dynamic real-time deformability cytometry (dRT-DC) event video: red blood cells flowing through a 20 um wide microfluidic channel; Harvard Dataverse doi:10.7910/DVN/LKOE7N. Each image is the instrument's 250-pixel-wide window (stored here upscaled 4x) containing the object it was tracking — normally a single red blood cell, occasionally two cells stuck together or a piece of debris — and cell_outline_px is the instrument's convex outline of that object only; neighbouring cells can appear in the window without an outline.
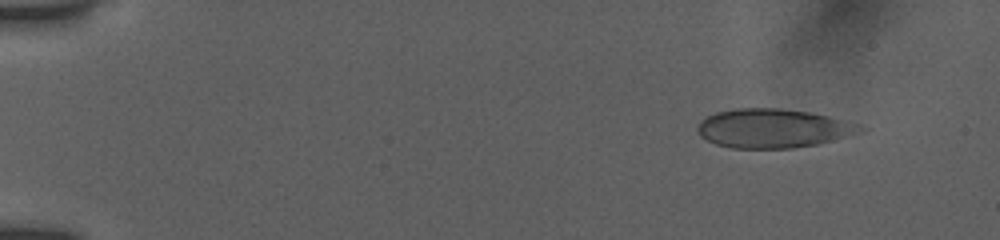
{"species": "human", "species_latin": "Homo sapiens", "temperature_condition": "room temperature", "stored_images_in_passage": 16, "camera_frame_rate_fps": 3000, "um_per_image_px": 0.085, "donor": {"sex": "female"}, "frame": {"image": 1, "passage_image": 4, "time_ms": 2.0, "image_size_px": [1000, 240], "cell_outline_px": [[868, 128], [864, 132], [816, 144], [792, 148], [732, 148], [716, 144], [700, 136], [696, 128], [700, 120], [716, 112], [736, 108], [780, 108], [808, 112], [828, 116], [844, 120]], "centroid_in_image_um": [65.7, 10.91], "position_along_channel_um": 19.3, "area_um2": 36.88}}
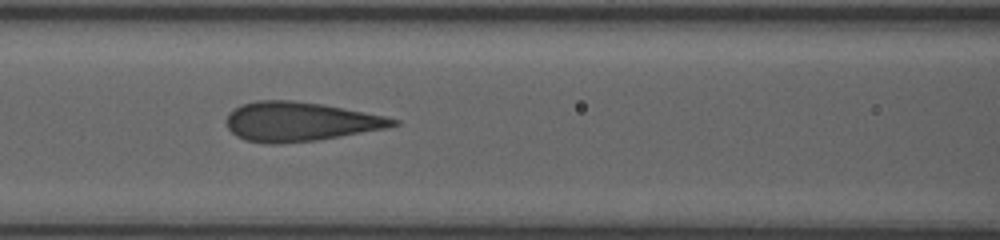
{"frame": {"image": 2, "passage_image": 13, "time_ms": 8.333, "image_size_px": [1000, 240], "cell_outline_px": [[400, 124], [388, 128], [316, 140], [280, 144], [268, 144], [244, 140], [236, 136], [228, 128], [228, 112], [240, 104], [260, 100], [292, 100], [320, 104], [384, 116], [400, 120]], "centroid_in_image_um": [25.48, 10.34], "position_along_channel_um": 141.1, "area_um2": 37.92}}
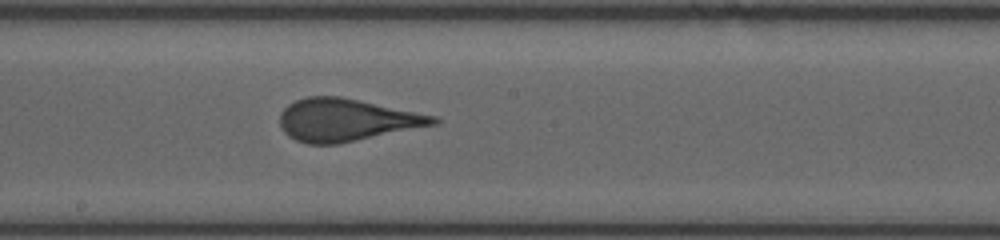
{"frame": {"image": 3, "passage_image": 16, "time_ms": 10.333, "image_size_px": [1000, 240], "cell_outline_px": [[440, 120], [436, 124], [340, 144], [308, 144], [296, 140], [288, 136], [280, 128], [280, 112], [288, 104], [296, 100], [308, 96], [340, 96], [436, 116]], "centroid_in_image_um": [29.4, 10.2], "position_along_channel_um": 218.8, "area_um2": 37.92}}